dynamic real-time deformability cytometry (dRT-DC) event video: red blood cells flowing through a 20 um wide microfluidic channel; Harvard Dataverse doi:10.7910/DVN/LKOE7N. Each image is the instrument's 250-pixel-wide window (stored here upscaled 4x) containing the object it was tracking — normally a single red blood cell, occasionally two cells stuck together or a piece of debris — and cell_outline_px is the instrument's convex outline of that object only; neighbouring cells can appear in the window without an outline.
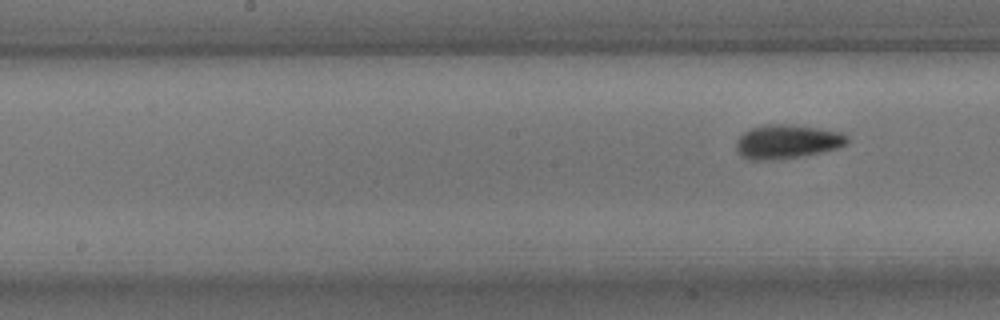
{"species": "common noctule bat (a hibernating species)", "species_latin": "Nyctalus noctula", "temperature_condition": "room temperature", "stored_images_in_passage": 9, "segment_of_instrument_passage": [2, 2], "camera_frame_rate_fps": 3000, "um_per_image_px": 0.085, "animal": {"sex": "male", "body_mass_g": 15.6}, "frame": {"image": 1, "passage_image": 9, "time_ms": 10.0, "image_size_px": [1000, 320], "cell_outline_px": [[848, 140], [844, 144], [836, 148], [820, 152], [800, 156], [764, 160], [748, 160], [740, 156], [736, 152], [736, 140], [744, 132], [752, 128], [764, 124], [784, 124], [816, 128], [840, 132], [848, 136]], "centroid_in_image_um": [66.83, 12.04], "position_along_channel_um": 181.4, "area_um2": 21.68}}